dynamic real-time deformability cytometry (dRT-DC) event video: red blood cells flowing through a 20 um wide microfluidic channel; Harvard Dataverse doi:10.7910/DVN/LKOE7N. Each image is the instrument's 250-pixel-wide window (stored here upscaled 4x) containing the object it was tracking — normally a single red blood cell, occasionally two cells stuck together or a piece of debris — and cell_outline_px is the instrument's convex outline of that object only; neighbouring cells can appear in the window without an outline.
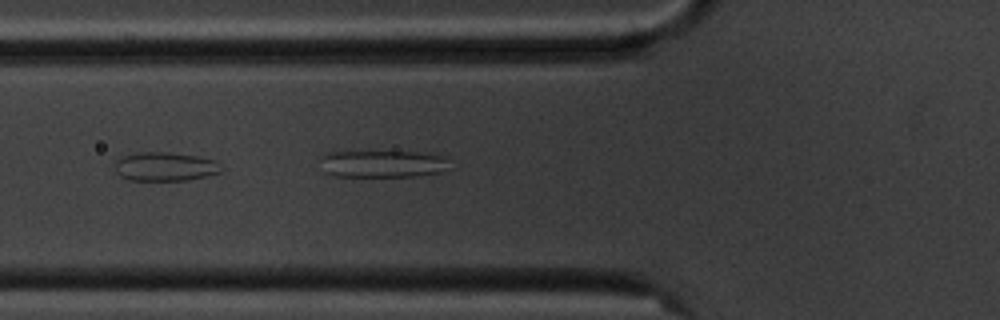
{"species": "common noctule bat (a hibernating species)", "species_latin": "Nyctalus noctula", "temperature_condition": "cold", "stored_images_in_passage": 3, "segment_of_instrument_passage": [2, 2], "camera_frame_rate_fps": 3000, "um_per_image_px": 0.085, "animal": {"sex": "male", "body_mass_g": 20.1, "forearm_length_mm": 53.5}, "frame": {"image": 1, "passage_image": 3, "time_ms": 0.667, "image_size_px": [1000, 320], "cell_outline_px": [[448, 156], [440, 172], [420, 176], [332, 176], [324, 172], [320, 156], [324, 152], [416, 152]], "centroid_in_image_um": [32.43, 13.92], "position_along_channel_um": 93.4, "area_um2": 20.23}}